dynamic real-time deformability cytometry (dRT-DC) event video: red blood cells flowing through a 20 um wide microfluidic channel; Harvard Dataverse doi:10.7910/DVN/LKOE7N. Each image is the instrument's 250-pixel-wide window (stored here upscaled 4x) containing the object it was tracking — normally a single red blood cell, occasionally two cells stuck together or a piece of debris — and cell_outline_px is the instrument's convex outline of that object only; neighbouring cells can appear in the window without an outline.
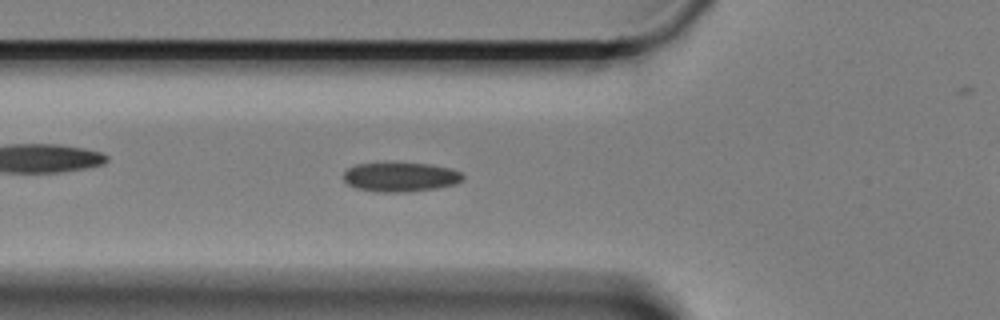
{"species": "Egyptian fruit bat (a non-hibernating species)", "species_latin": "Rousettus aegyptiacus", "temperature_condition": "cold", "stored_images_in_passage": 45, "camera_frame_rate_fps": 3000, "um_per_image_px": 0.085, "animal": {"sex": "female"}, "frame": {"image": 1, "passage_image": 12, "time_ms": 3.667, "image_size_px": [1000, 320], "cell_outline_px": [[464, 180], [456, 184], [436, 188], [404, 192], [380, 192], [356, 188], [348, 184], [344, 180], [344, 172], [348, 168], [356, 164], [380, 160], [388, 160], [432, 164], [452, 168], [460, 172], [464, 176]], "centroid_in_image_um": [34.03, 14.98], "position_along_channel_um": 91.8, "area_um2": 21.39}}
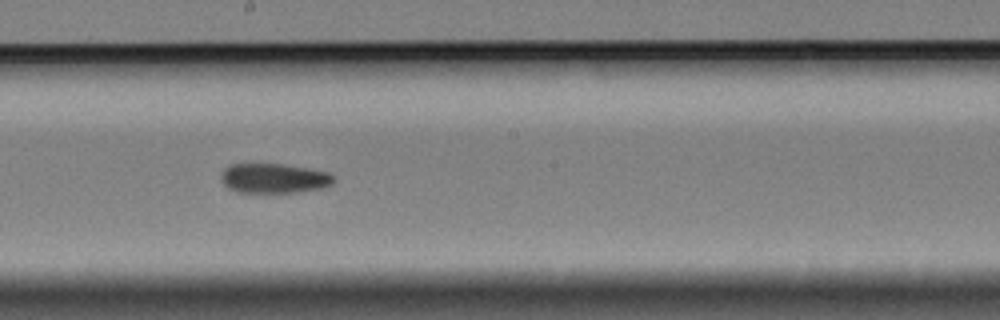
{"frame": {"image": 2, "passage_image": 24, "time_ms": 7.667, "image_size_px": [1000, 320], "cell_outline_px": [[336, 180], [332, 184], [324, 188], [296, 192], [236, 192], [228, 188], [224, 184], [220, 176], [224, 168], [228, 164], [284, 164], [308, 168], [328, 172], [336, 176]], "centroid_in_image_um": [23.31, 15.15], "position_along_channel_um": 224.9, "area_um2": 19.71}}
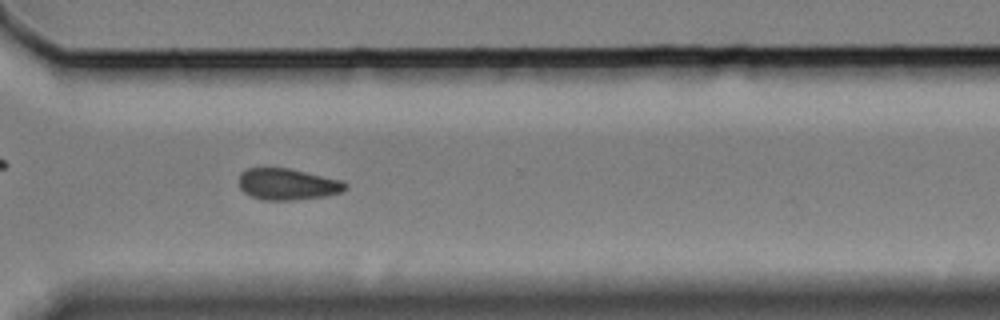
{"frame": {"image": 3, "passage_image": 35, "time_ms": 11.333, "image_size_px": [1000, 320], "cell_outline_px": [[348, 188], [344, 192], [324, 196], [292, 200], [264, 200], [252, 196], [244, 192], [240, 188], [240, 172], [248, 168], [288, 168], [344, 180], [348, 184]], "centroid_in_image_um": [24.5, 15.65], "position_along_channel_um": 346.1, "area_um2": 19.59}}